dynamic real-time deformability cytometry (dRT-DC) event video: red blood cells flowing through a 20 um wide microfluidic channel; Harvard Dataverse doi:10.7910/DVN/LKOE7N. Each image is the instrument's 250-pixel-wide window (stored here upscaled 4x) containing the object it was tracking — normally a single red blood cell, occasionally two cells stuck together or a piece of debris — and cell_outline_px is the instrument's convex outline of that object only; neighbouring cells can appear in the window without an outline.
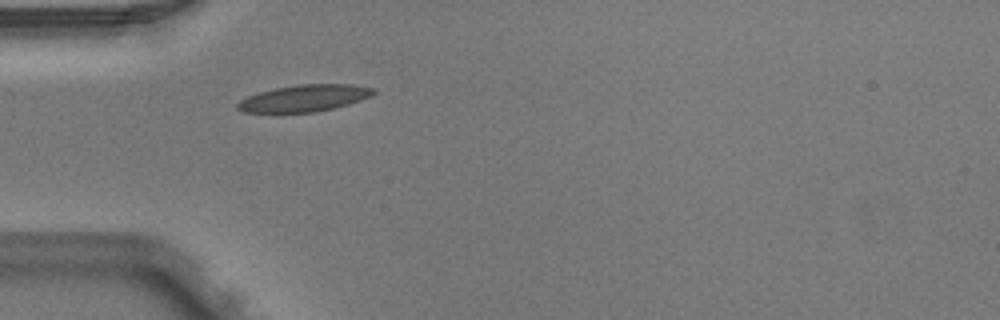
{"species": "Egyptian fruit bat (a non-hibernating species)", "species_latin": "Rousettus aegyptiacus", "temperature_condition": "warm", "stored_images_in_passage": 3, "camera_frame_rate_fps": 3000, "um_per_image_px": 0.085, "animal": {"sex": "male"}, "frame": {"image": 1, "passage_image": 3, "time_ms": 0.667, "image_size_px": [1000, 320], "cell_outline_px": [[376, 92], [372, 96], [348, 104], [316, 112], [280, 116], [244, 112], [236, 108], [236, 104], [240, 100], [248, 96], [260, 92], [276, 88], [300, 84], [352, 84], [372, 88]], "centroid_in_image_um": [25.77, 8.4], "position_along_channel_um": 59.2, "area_um2": 22.02}}